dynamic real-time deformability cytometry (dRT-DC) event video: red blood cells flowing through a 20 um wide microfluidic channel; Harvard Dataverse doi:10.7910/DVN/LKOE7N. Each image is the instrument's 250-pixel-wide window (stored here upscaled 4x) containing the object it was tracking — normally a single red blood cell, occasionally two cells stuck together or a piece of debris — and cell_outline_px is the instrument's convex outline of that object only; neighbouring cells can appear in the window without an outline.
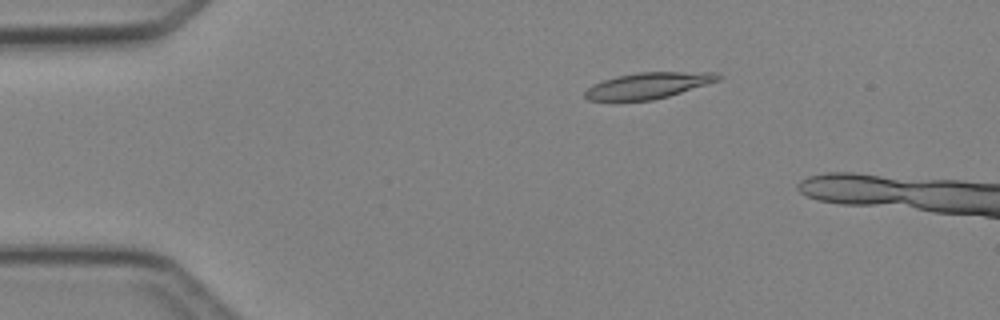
{"species": "Egyptian fruit bat (a non-hibernating species)", "species_latin": "Rousettus aegyptiacus", "temperature_condition": "cold", "stored_images_in_passage": 5, "camera_frame_rate_fps": 3000, "um_per_image_px": 0.085, "animal": {"sex": "female"}, "frame": {"image": 1, "passage_image": 3, "time_ms": 2.333, "image_size_px": [1000, 320], "cell_outline_px": [[724, 76], [720, 80], [668, 96], [652, 100], [588, 100], [584, 96], [584, 92], [592, 84], [616, 76], [640, 72], [716, 72]], "centroid_in_image_um": [55.12, 7.26], "position_along_channel_um": 29.9, "area_um2": 20.11}}